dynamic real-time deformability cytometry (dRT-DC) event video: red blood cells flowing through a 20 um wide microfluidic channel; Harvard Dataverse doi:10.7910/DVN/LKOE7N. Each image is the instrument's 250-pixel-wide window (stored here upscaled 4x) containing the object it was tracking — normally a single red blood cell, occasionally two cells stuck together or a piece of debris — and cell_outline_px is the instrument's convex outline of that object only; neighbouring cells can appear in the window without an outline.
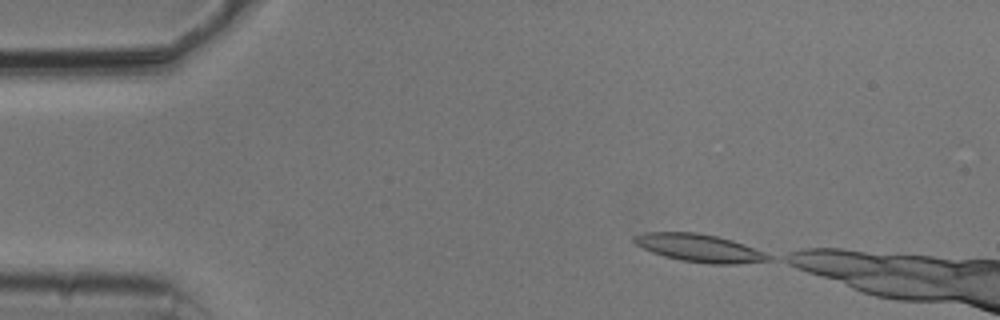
{"species": "common noctule bat (a hibernating species)", "species_latin": "Nyctalus noctula", "temperature_condition": "cold", "stored_images_in_passage": 6, "camera_frame_rate_fps": 3000, "um_per_image_px": 0.085, "animal": {"sex": "male", "body_mass_g": 20.5, "forearm_length_mm": 52.5}, "frame": {"image": 1, "passage_image": 1, "time_ms": 0.0, "image_size_px": [1000, 320], "cell_outline_px": [[772, 260], [736, 264], [712, 264], [680, 260], [664, 256], [652, 252], [636, 244], [632, 240], [632, 236], [644, 232], [696, 232], [716, 236], [732, 240], [744, 244], [764, 252], [772, 256]], "centroid_in_image_um": [59.44, 21.08], "position_along_channel_um": 25.6, "area_um2": 21.73}}